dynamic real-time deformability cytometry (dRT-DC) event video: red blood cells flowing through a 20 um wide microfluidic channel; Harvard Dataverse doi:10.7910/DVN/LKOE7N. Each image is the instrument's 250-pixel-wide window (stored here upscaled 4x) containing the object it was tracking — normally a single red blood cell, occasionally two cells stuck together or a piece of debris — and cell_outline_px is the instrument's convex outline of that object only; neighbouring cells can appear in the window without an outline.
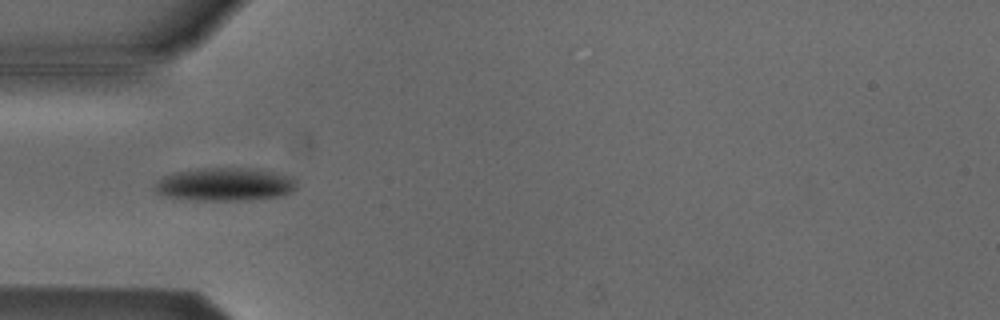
{"species": "Egyptian fruit bat (a non-hibernating species)", "species_latin": "Rousettus aegyptiacus", "temperature_condition": "cold", "stored_images_in_passage": 40, "camera_frame_rate_fps": 3000, "um_per_image_px": 0.085, "animal": {"sex": "male"}, "frame": {"image": 1, "passage_image": 3, "time_ms": 0.667, "image_size_px": [1000, 320], "cell_outline_px": [[296, 188], [292, 192], [280, 196], [248, 200], [196, 200], [168, 196], [156, 192], [156, 184], [164, 176], [176, 172], [204, 168], [248, 168], [276, 172], [292, 176], [296, 180]], "centroid_in_image_um": [19.2, 15.67], "position_along_channel_um": 65.8, "area_um2": 27.17}}
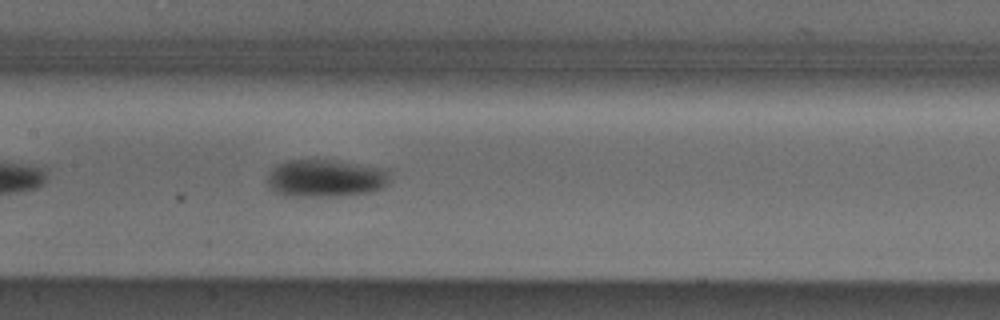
{"frame": {"image": 2, "passage_image": 12, "time_ms": 3.667, "image_size_px": [1000, 320], "cell_outline_px": [[388, 184], [384, 188], [372, 192], [336, 196], [284, 196], [272, 192], [268, 184], [268, 172], [276, 164], [288, 160], [336, 160], [388, 168]], "centroid_in_image_um": [27.67, 15.15], "position_along_channel_um": 179.7, "area_um2": 27.34}}
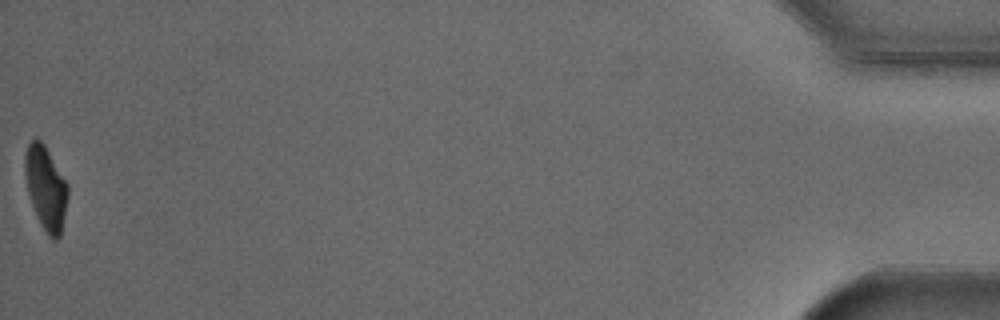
{"frame": {"image": 3, "passage_image": 40, "time_ms": 13.0, "image_size_px": [1000, 320], "cell_outline_px": [[68, 196], [60, 236], [56, 240], [52, 240], [48, 236], [40, 224], [32, 204], [28, 192], [24, 172], [24, 156], [28, 144], [32, 140], [40, 140], [44, 144], [68, 184]], "centroid_in_image_um": [3.89, 15.99], "position_along_channel_um": 431.3, "area_um2": 20.75}, "authors_computed_cell_mechanics": {"area_um2": 25.4609, "velocity_mm_per_s": 3.8205, "shape_relaxation_time_tau1_ms": 3.6638, "shape_relaxation_time_tau2_ms": null, "deformation_change_tau1": 0.1214, "deformation_change_tau2": null}}